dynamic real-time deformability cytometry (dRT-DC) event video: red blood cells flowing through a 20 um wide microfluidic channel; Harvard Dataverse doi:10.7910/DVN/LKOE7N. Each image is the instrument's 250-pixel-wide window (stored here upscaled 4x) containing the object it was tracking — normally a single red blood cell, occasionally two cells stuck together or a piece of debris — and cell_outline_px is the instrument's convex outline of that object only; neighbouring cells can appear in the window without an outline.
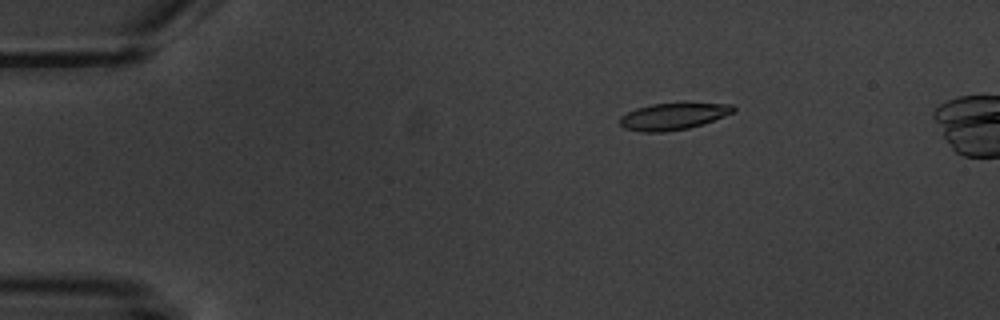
{"species": "common noctule bat (a hibernating species)", "species_latin": "Nyctalus noctula", "temperature_condition": "warm", "stored_images_in_passage": 6, "camera_frame_rate_fps": 3000, "um_per_image_px": 0.085, "animal": {"sex": "male", "body_mass_g": 20.1, "forearm_length_mm": 53.5}, "frame": {"image": 1, "passage_image": 3, "time_ms": 2.333, "image_size_px": [1000, 320], "cell_outline_px": [[736, 112], [704, 124], [688, 128], [664, 132], [640, 132], [624, 128], [620, 124], [620, 116], [636, 108], [652, 104], [732, 104], [736, 108]], "centroid_in_image_um": [57.23, 9.91], "position_along_channel_um": 27.8, "area_um2": 17.57}}